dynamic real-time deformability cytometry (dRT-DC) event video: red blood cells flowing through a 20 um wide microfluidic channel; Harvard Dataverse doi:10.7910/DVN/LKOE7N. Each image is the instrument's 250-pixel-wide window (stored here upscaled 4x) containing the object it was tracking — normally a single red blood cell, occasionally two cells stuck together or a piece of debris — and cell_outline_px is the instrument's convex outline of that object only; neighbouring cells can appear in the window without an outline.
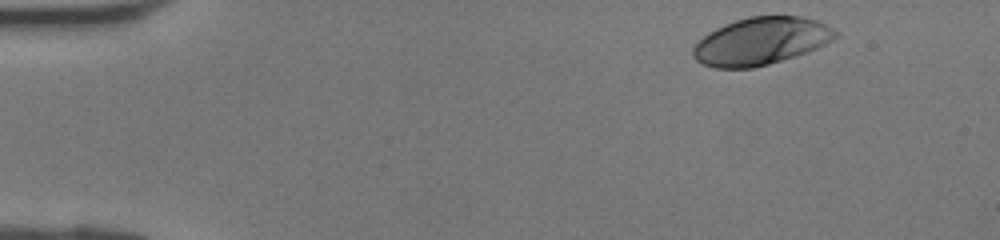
{"species": "human", "species_latin": "Homo sapiens", "temperature_condition": "room temperature", "stored_images_in_passage": 38, "camera_frame_rate_fps": 3000, "um_per_image_px": 0.085, "donor": {"sex": "female"}, "frame": {"image": 1, "passage_image": 1, "time_ms": 0.0, "image_size_px": [1000, 240], "cell_outline_px": [[836, 36], [832, 40], [816, 48], [796, 56], [768, 64], [752, 68], [716, 68], [704, 64], [696, 60], [692, 56], [692, 48], [704, 36], [716, 28], [736, 20], [748, 16], [800, 16], [816, 20], [832, 28], [836, 32]], "centroid_in_image_um": [64.66, 3.5], "position_along_channel_um": 20.3, "area_um2": 38.96}}
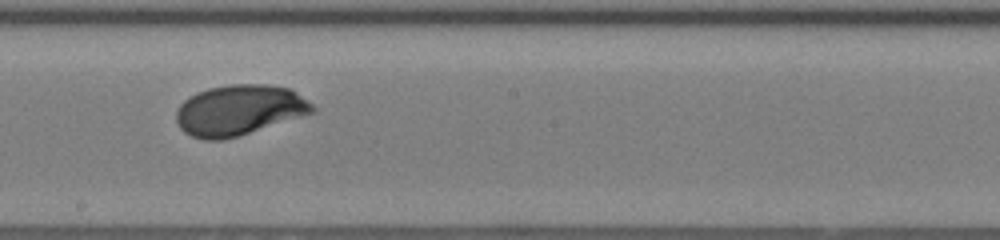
{"frame": {"image": 2, "passage_image": 20, "time_ms": 6.333, "image_size_px": [1000, 240], "cell_outline_px": [[316, 112], [224, 140], [204, 140], [192, 136], [184, 132], [180, 128], [176, 120], [176, 112], [180, 104], [184, 100], [196, 92], [208, 88], [232, 84], [268, 84], [292, 88], [312, 104], [316, 108]], "centroid_in_image_um": [20.34, 9.35], "position_along_channel_um": 227.9, "area_um2": 40.23}}
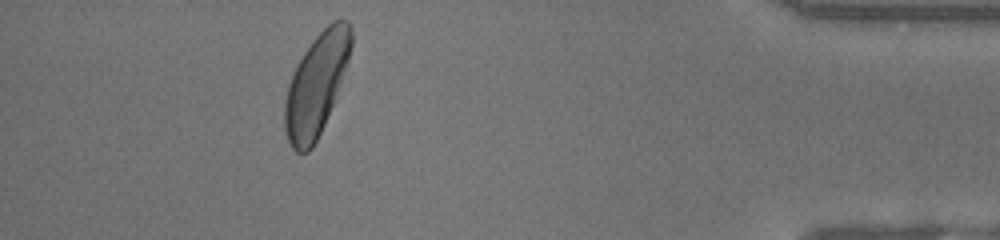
{"frame": {"image": 3, "passage_image": 34, "time_ms": 11.0, "image_size_px": [1000, 240], "cell_outline_px": [[352, 44], [348, 60], [332, 104], [324, 124], [312, 148], [308, 152], [296, 152], [292, 148], [288, 140], [284, 128], [284, 104], [288, 84], [304, 52], [312, 40], [332, 20], [348, 20], [352, 28]], "centroid_in_image_um": [26.87, 7.18], "position_along_channel_um": 408.3, "area_um2": 38.67}}